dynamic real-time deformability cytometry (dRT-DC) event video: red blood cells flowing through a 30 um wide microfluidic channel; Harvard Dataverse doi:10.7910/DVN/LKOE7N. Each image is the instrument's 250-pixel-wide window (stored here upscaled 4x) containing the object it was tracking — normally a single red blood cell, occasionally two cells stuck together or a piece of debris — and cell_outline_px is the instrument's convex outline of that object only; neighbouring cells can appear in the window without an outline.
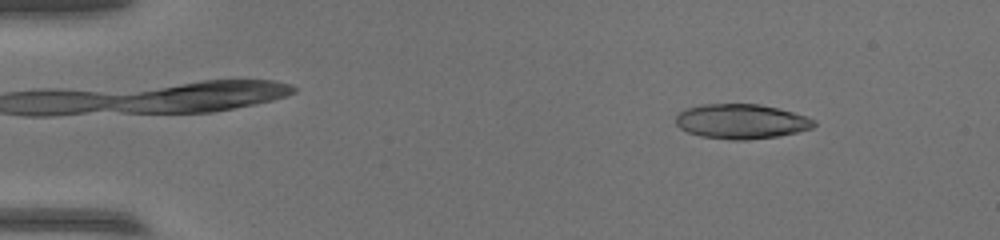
{"species": "common noctule bat (a hibernating species)", "species_latin": "Nyctalus noctula", "temperature_condition": "warm", "stored_images_in_passage": 28, "segment_of_instrument_passage": [1, 2], "camera_frame_rate_fps": 3000, "um_per_image_px": 0.085, "animal": {"sex": "female", "body_mass_g": 17.0, "forearm_length_mm": 48.0}, "frame": {"image": 1, "passage_image": 6, "time_ms": 1.667, "image_size_px": [1000, 240], "cell_outline_px": [[816, 124], [812, 128], [780, 136], [744, 140], [728, 140], [700, 136], [688, 132], [680, 128], [676, 124], [676, 116], [684, 108], [704, 104], [760, 104], [792, 112], [816, 120]], "centroid_in_image_um": [62.98, 10.32], "position_along_channel_um": 22.0, "area_um2": 27.98}}
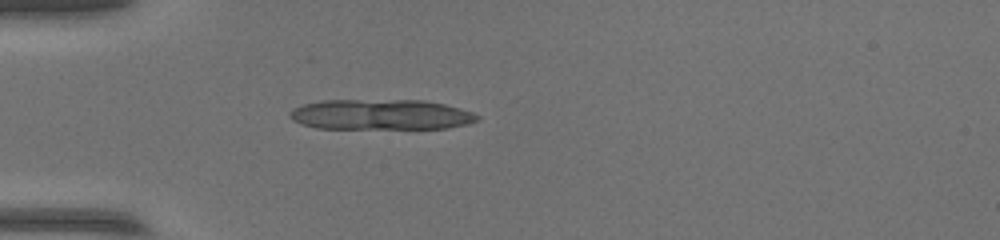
{"frame": {"image": 2, "passage_image": 15, "time_ms": 4.667, "image_size_px": [1000, 240], "cell_outline_px": [[480, 120], [468, 124], [448, 128], [316, 128], [300, 124], [292, 120], [288, 116], [288, 112], [292, 108], [304, 104], [324, 100], [424, 100], [444, 104], [460, 108], [472, 112], [480, 116]], "centroid_in_image_um": [32.36, 9.74], "position_along_channel_um": 52.6, "area_um2": 33.41}}